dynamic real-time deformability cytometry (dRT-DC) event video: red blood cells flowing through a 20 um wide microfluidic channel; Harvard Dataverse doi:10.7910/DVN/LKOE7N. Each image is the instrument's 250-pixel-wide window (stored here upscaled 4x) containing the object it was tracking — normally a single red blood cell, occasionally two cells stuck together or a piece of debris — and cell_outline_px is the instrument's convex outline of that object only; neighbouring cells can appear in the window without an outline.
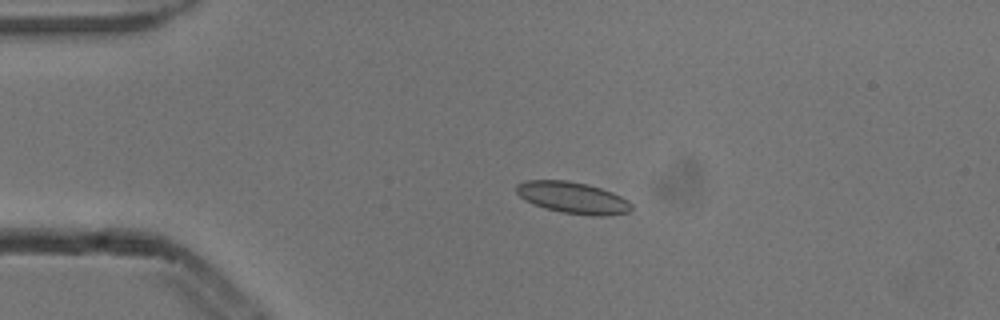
{"species": "common noctule bat (a hibernating species)", "species_latin": "Nyctalus noctula", "temperature_condition": "cold", "stored_images_in_passage": 4, "camera_frame_rate_fps": 3000, "um_per_image_px": 0.085, "animal": {"sex": "male", "body_mass_g": 13.3}, "frame": {"image": 1, "passage_image": 3, "time_ms": 0.667, "image_size_px": [1000, 320], "cell_outline_px": [[632, 208], [628, 212], [604, 216], [592, 216], [560, 212], [544, 208], [524, 200], [516, 192], [516, 184], [524, 180], [568, 180], [588, 184], [612, 192], [628, 200], [632, 204]], "centroid_in_image_um": [48.67, 16.8], "position_along_channel_um": 36.3, "area_um2": 21.33}}